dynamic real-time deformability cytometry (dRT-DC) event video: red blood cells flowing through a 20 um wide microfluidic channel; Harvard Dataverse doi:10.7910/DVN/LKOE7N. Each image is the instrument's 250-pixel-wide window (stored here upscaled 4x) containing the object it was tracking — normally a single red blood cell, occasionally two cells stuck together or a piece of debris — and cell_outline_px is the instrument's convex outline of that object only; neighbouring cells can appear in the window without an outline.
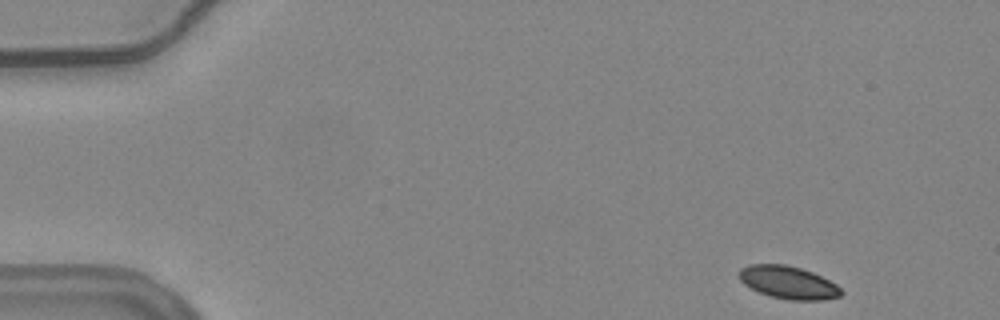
{"species": "common noctule bat (a hibernating species)", "species_latin": "Nyctalus noctula", "temperature_condition": "warm", "stored_images_in_passage": 51, "camera_frame_rate_fps": 3000, "um_per_image_px": 0.085, "animal": {"sex": "female", "body_mass_g": 24.6, "forearm_length_mm": 56.2}, "frame": {"image": 1, "passage_image": 1, "time_ms": 0.0, "image_size_px": [1000, 320], "cell_outline_px": [[844, 292], [840, 296], [820, 300], [788, 300], [772, 296], [760, 292], [744, 284], [740, 280], [740, 268], [748, 264], [784, 264], [800, 268], [812, 272], [836, 284]], "centroid_in_image_um": [67.0, 24.0], "position_along_channel_um": 18.0, "area_um2": 19.25}}
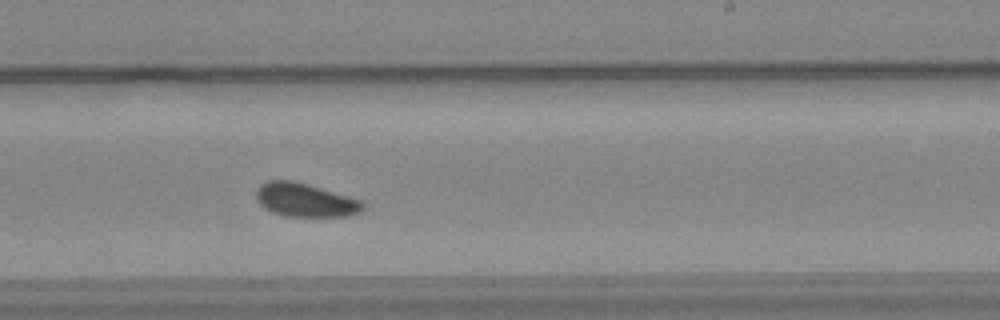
{"frame": {"image": 2, "passage_image": 30, "time_ms": 9.667, "image_size_px": [1000, 320], "cell_outline_px": [[364, 208], [360, 212], [348, 216], [284, 216], [272, 212], [264, 208], [256, 200], [256, 188], [260, 184], [268, 180], [292, 180], [308, 184], [348, 196], [360, 200], [364, 204]], "centroid_in_image_um": [25.9, 17.0], "position_along_channel_um": 263.1, "area_um2": 20.92}}
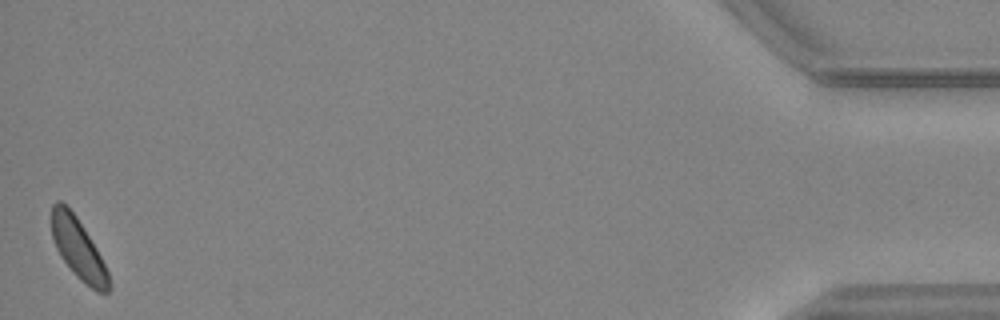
{"frame": {"image": 3, "passage_image": 51, "time_ms": 16.667, "image_size_px": [1000, 320], "cell_outline_px": [[112, 284], [108, 292], [96, 292], [80, 280], [76, 276], [60, 256], [56, 248], [52, 236], [52, 204], [56, 200], [60, 200], [76, 216], [84, 228], [96, 248], [108, 272]], "centroid_in_image_um": [6.66, 21.17], "position_along_channel_um": 428.5, "area_um2": 20.06}, "authors_computed_cell_mechanics": {"area_um2": 20.6924, "velocity_mm_per_s": 3.6922, "shape_relaxation_time_tau1_ms": 1.7973, "shape_relaxation_time_tau2_ms": null, "deformation_change_tau1": 0.0574, "deformation_change_tau2": null}}